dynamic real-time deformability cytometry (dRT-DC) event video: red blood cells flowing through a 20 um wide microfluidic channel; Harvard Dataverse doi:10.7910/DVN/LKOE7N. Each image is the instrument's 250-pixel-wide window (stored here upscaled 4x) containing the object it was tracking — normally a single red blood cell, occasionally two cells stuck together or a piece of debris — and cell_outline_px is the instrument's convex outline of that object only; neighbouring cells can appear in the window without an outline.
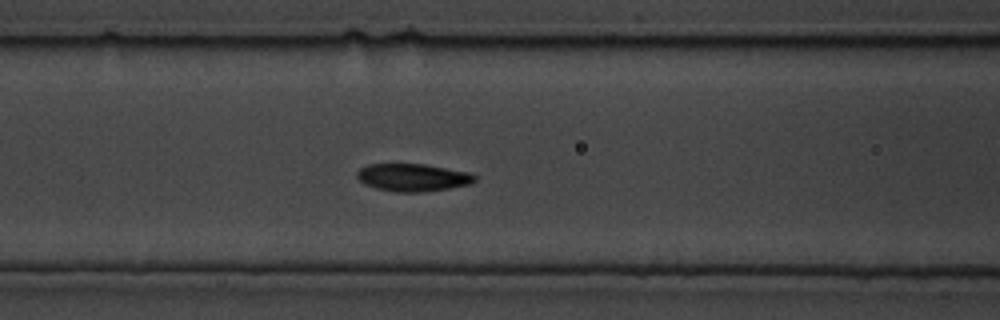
{"species": "common noctule bat (a hibernating species)", "species_latin": "Nyctalus noctula", "temperature_condition": "cold", "stored_images_in_passage": 12, "camera_frame_rate_fps": 3000, "um_per_image_px": 0.085, "animal": {"sex": "male", "body_mass_g": 19.5, "forearm_length_mm": 54.6}, "frame": {"image": 1, "passage_image": 9, "time_ms": 2.667, "image_size_px": [1000, 320], "cell_outline_px": [[476, 180], [472, 184], [424, 192], [396, 192], [376, 188], [364, 184], [356, 176], [356, 172], [360, 168], [368, 164], [424, 164], [468, 172], [476, 176]], "centroid_in_image_um": [35.08, 15.08], "position_along_channel_um": 131.5, "area_um2": 18.96}}